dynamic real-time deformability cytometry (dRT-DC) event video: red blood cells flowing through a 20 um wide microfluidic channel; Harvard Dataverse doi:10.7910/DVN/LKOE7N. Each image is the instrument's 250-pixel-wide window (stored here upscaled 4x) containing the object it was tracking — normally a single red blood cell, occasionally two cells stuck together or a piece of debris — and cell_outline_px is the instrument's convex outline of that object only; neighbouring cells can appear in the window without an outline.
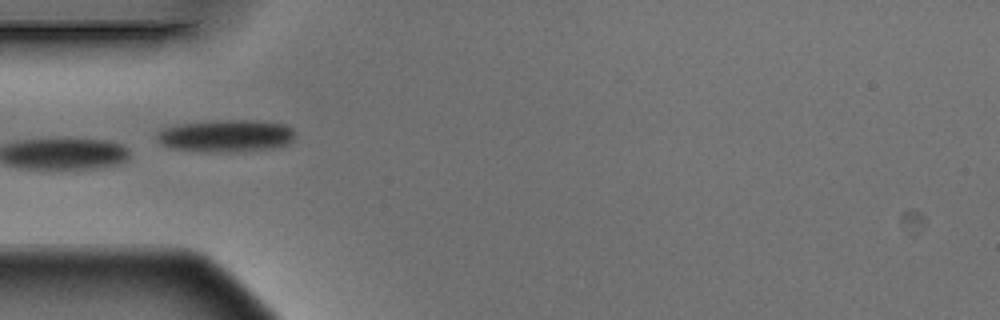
{"species": "Egyptian fruit bat (a non-hibernating species)", "species_latin": "Rousettus aegyptiacus", "temperature_condition": "warm", "stored_images_in_passage": 5, "camera_frame_rate_fps": 3000, "um_per_image_px": 0.085, "animal": {"sex": "male"}, "frame": {"image": 1, "passage_image": 4, "time_ms": 1.0, "image_size_px": [1000, 320], "cell_outline_px": [[292, 140], [288, 144], [272, 148], [228, 152], [200, 152], [168, 148], [160, 144], [156, 140], [156, 136], [164, 128], [180, 124], [212, 120], [256, 120], [284, 124], [292, 128]], "centroid_in_image_um": [19.15, 11.55], "position_along_channel_um": 65.8, "area_um2": 26.13}}
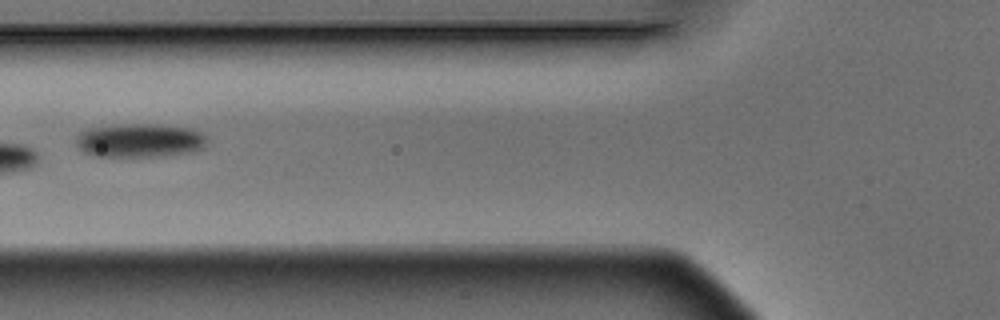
{"frame": {"image": 2, "passage_image": 5, "time_ms": 1.333, "image_size_px": [1000, 320], "cell_outline_px": [[208, 140], [204, 148], [192, 152], [164, 156], [96, 156], [84, 152], [76, 144], [76, 136], [80, 132], [92, 128], [124, 124], [148, 124], [192, 128], [208, 136]], "centroid_in_image_um": [11.93, 11.94], "position_along_channel_um": 113.9, "area_um2": 25.78}}